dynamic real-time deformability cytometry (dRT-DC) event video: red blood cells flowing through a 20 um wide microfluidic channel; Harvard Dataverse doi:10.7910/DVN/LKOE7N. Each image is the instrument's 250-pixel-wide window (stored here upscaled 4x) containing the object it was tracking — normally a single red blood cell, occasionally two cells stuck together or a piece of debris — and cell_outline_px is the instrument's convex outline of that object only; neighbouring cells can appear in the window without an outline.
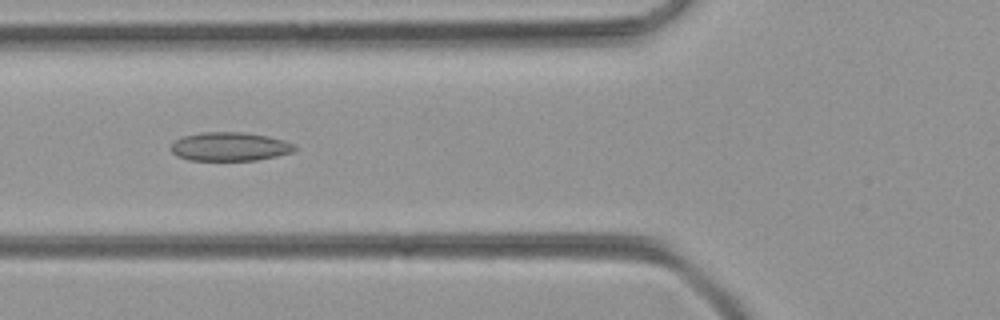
{"species": "common noctule bat (a hibernating species)", "species_latin": "Nyctalus noctula", "temperature_condition": "room temperature", "stored_images_in_passage": 49, "camera_frame_rate_fps": 3000, "um_per_image_px": 0.085, "animal": {"sex": "female", "body_mass_g": 21.9}, "frame": {"image": 1, "passage_image": 18, "time_ms": 5.667, "image_size_px": [1000, 320], "cell_outline_px": [[296, 148], [292, 152], [276, 156], [256, 160], [188, 160], [176, 156], [172, 152], [172, 144], [176, 140], [184, 136], [200, 132], [244, 132], [268, 136], [284, 140], [296, 144]], "centroid_in_image_um": [19.54, 12.46], "position_along_channel_um": 106.3, "area_um2": 20.69}}
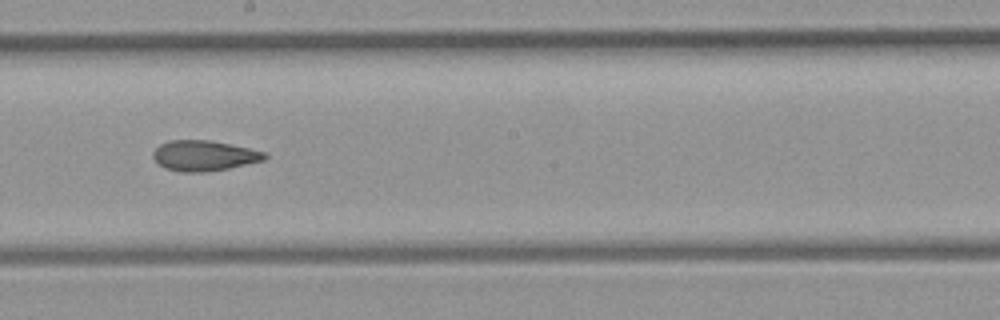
{"frame": {"image": 2, "passage_image": 27, "time_ms": 8.667, "image_size_px": [1000, 320], "cell_outline_px": [[268, 156], [264, 160], [228, 168], [204, 172], [180, 172], [164, 168], [152, 156], [152, 152], [160, 144], [168, 140], [212, 140], [268, 152]], "centroid_in_image_um": [17.35, 13.22], "position_along_channel_um": 230.8, "area_um2": 19.88}}
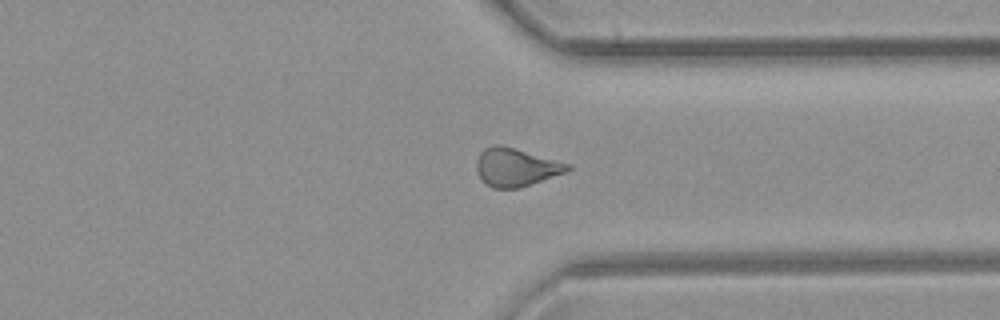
{"frame": {"image": 3, "passage_image": 37, "time_ms": 12.0, "image_size_px": [1000, 320], "cell_outline_px": [[572, 168], [568, 172], [520, 188], [492, 188], [480, 176], [476, 168], [476, 160], [480, 152], [484, 148], [492, 144], [500, 144], [572, 164]], "centroid_in_image_um": [43.89, 14.2], "position_along_channel_um": 367.5, "area_um2": 20.4}}